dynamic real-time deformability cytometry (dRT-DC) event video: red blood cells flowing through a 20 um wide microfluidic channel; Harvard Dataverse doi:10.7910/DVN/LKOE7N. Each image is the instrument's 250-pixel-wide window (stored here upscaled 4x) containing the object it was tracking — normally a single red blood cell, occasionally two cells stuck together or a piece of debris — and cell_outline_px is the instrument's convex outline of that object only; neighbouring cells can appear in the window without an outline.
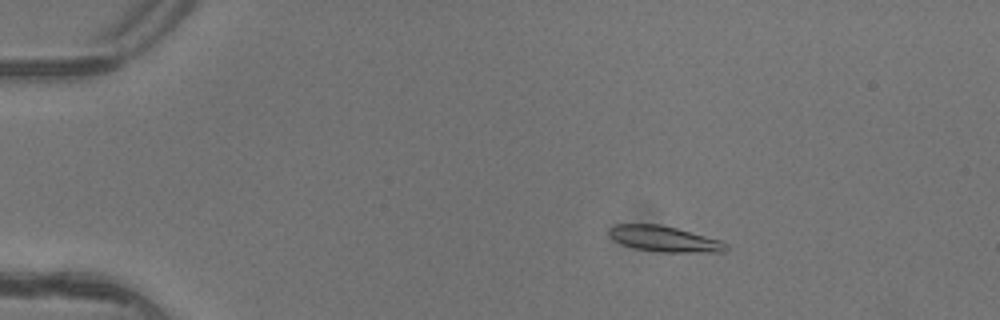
{"species": "common noctule bat (a hibernating species)", "species_latin": "Nyctalus noctula", "temperature_condition": "warm", "stored_images_in_passage": 3, "camera_frame_rate_fps": 3000, "um_per_image_px": 0.085, "animal": {"sex": "female"}, "frame": {"image": 1, "passage_image": 1, "time_ms": 0.0, "image_size_px": [1000, 320], "cell_outline_px": [[728, 248], [724, 252], [664, 252], [636, 248], [624, 244], [616, 240], [608, 232], [608, 228], [616, 224], [660, 224], [676, 228], [720, 240], [728, 244]], "centroid_in_image_um": [56.5, 20.3], "position_along_channel_um": 28.5, "area_um2": 17.22}}